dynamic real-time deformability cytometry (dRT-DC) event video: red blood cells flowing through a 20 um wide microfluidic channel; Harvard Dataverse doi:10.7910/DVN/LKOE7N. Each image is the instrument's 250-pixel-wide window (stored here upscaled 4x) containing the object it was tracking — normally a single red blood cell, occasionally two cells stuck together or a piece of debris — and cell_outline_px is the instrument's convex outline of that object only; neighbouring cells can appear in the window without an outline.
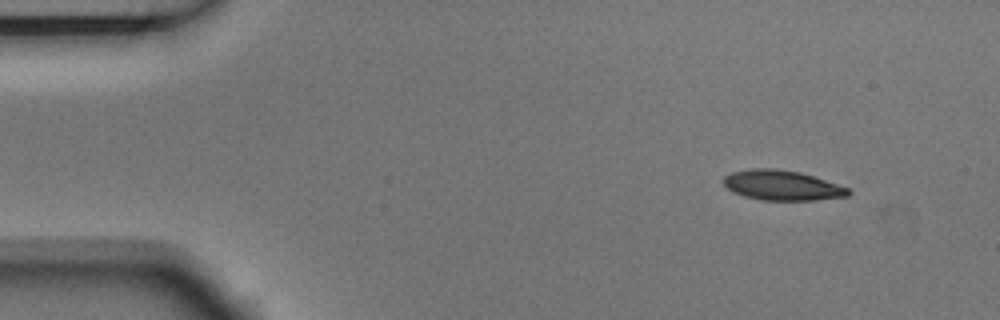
{"species": "Egyptian fruit bat (a non-hibernating species)", "species_latin": "Rousettus aegyptiacus", "temperature_condition": "room temperature", "stored_images_in_passage": 6, "camera_frame_rate_fps": 3000, "um_per_image_px": 0.085, "animal": {"sex": "male"}, "frame": {"image": 1, "passage_image": 1, "time_ms": 0.0, "image_size_px": [1000, 320], "cell_outline_px": [[852, 192], [848, 196], [812, 200], [760, 200], [744, 196], [732, 192], [724, 184], [724, 176], [732, 172], [752, 168], [776, 168], [800, 172], [848, 188]], "centroid_in_image_um": [66.45, 15.75], "position_along_channel_um": 18.6, "area_um2": 21.68}}
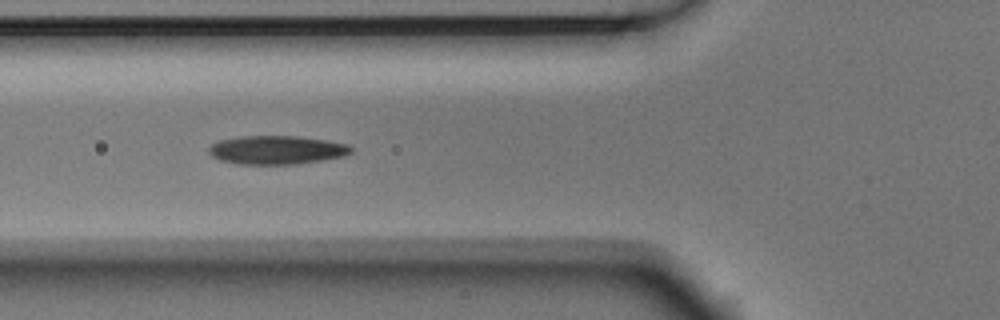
{"frame": {"image": 2, "passage_image": 5, "time_ms": 1.333, "image_size_px": [1000, 320], "cell_outline_px": [[352, 152], [344, 156], [296, 164], [240, 164], [220, 160], [212, 156], [208, 152], [208, 148], [212, 144], [220, 140], [240, 136], [296, 136], [328, 140], [348, 144], [352, 148]], "centroid_in_image_um": [23.52, 12.74], "position_along_channel_um": 102.3, "area_um2": 23.7}}
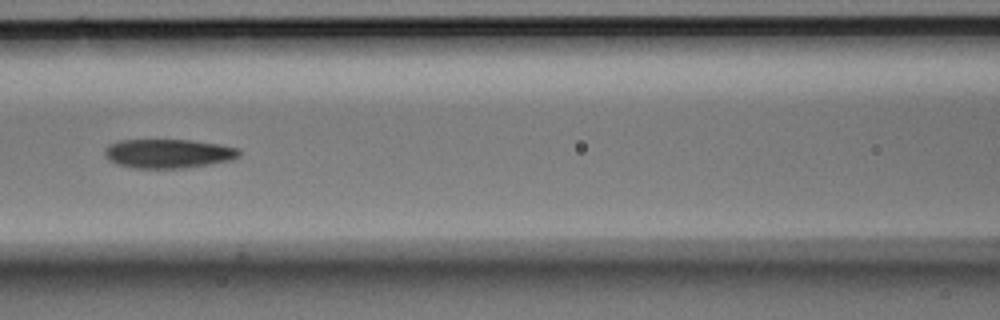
{"frame": {"image": 3, "passage_image": 6, "time_ms": 1.667, "image_size_px": [1000, 320], "cell_outline_px": [[240, 156], [232, 160], [184, 168], [132, 168], [116, 164], [108, 160], [104, 152], [104, 148], [108, 144], [120, 140], [192, 140], [220, 144], [240, 148]], "centroid_in_image_um": [14.3, 13.05], "position_along_channel_um": 152.3, "area_um2": 23.0}}